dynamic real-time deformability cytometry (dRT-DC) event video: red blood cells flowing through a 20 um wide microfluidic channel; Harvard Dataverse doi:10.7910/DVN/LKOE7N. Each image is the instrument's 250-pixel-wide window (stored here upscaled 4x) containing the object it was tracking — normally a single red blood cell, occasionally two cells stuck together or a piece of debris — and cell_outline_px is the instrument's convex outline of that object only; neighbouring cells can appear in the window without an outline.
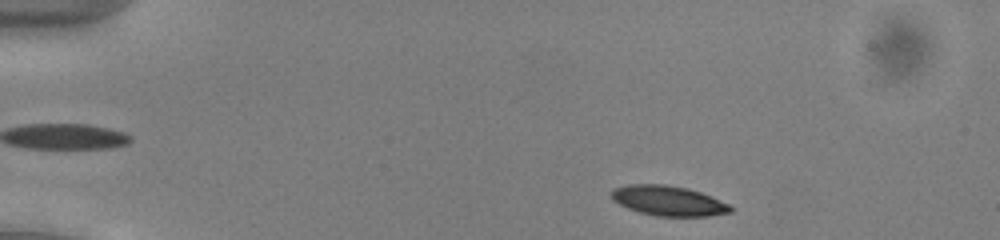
{"species": "common noctule bat (a hibernating species)", "species_latin": "Nyctalus noctula", "temperature_condition": "cold", "stored_images_in_passage": 45, "camera_frame_rate_fps": 3000, "um_per_image_px": 0.085, "animal": {"sex": "male", "body_mass_g": 13.0, "forearm_length_mm": 53.1}, "frame": {"image": 1, "passage_image": 2, "time_ms": 0.333, "image_size_px": [1000, 240], "cell_outline_px": [[732, 212], [708, 216], [656, 216], [640, 212], [628, 208], [612, 200], [612, 188], [628, 184], [664, 184], [688, 188], [700, 192], [728, 204], [732, 208]], "centroid_in_image_um": [56.78, 17.06], "position_along_channel_um": 28.2, "area_um2": 20.69}}
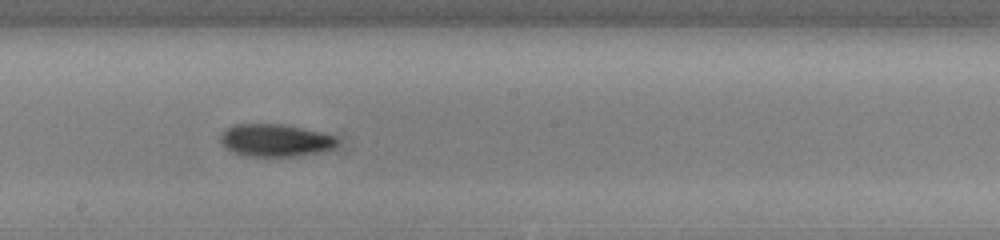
{"frame": {"image": 2, "passage_image": 23, "time_ms": 7.333, "image_size_px": [1000, 240], "cell_outline_px": [[340, 140], [332, 148], [320, 152], [296, 156], [244, 156], [232, 152], [220, 140], [220, 136], [224, 128], [232, 124], [280, 124], [320, 132], [336, 136]], "centroid_in_image_um": [23.38, 11.92], "position_along_channel_um": 224.8, "area_um2": 22.08}}
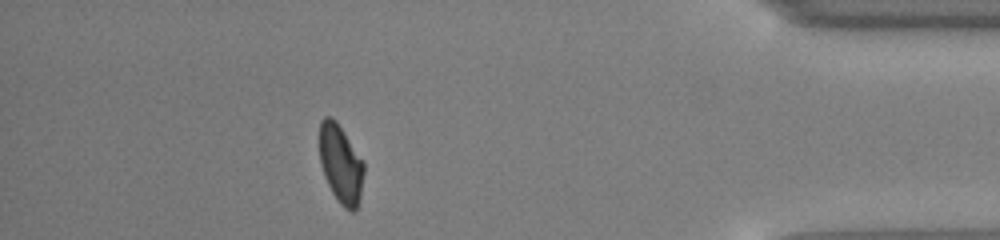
{"frame": {"image": 3, "passage_image": 40, "time_ms": 13.0, "image_size_px": [1000, 240], "cell_outline_px": [[364, 172], [360, 196], [356, 212], [352, 212], [344, 208], [340, 204], [332, 192], [324, 176], [320, 164], [320, 120], [324, 116], [332, 116], [336, 120], [364, 160]], "centroid_in_image_um": [28.97, 13.93], "position_along_channel_um": 406.2, "area_um2": 20.58}, "authors_computed_cell_mechanics": {"area_um2": 21.2126, "velocity_mm_per_s": 3.937, "shape_relaxation_time_tau1_ms": 2.739, "shape_relaxation_time_tau2_ms": 7.7171, "deformation_change_tau1": 0.1027, "deformation_change_tau2": 0.0958}}